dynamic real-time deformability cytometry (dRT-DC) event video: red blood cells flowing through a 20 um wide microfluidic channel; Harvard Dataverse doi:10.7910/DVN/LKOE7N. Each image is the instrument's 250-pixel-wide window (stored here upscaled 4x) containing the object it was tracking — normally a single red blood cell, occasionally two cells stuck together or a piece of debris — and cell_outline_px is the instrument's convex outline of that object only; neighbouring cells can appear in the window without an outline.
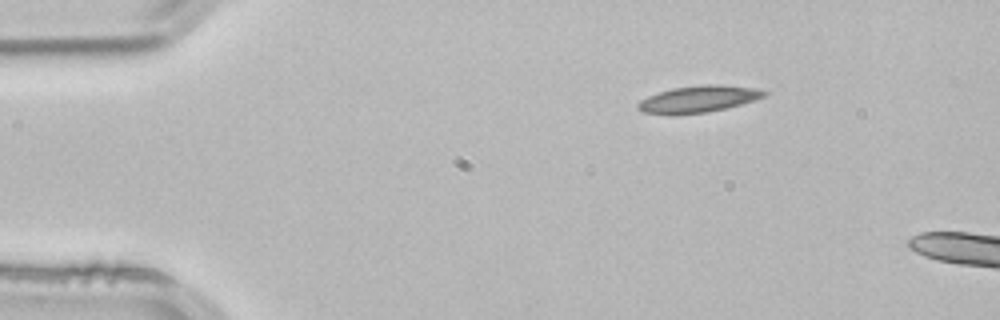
{"species": "common noctule bat (a hibernating species)", "species_latin": "Nyctalus noctula", "temperature_condition": "room temperature", "stored_images_in_passage": 6, "camera_frame_rate_fps": 3000, "um_per_image_px": 0.085, "animal": {"sex": "male", "body_mass_g": 21.5, "forearm_length_mm": 52.0}, "frame": {"image": 1, "passage_image": 1, "time_ms": 0.0, "image_size_px": [1000, 320], "cell_outline_px": [[768, 92], [764, 96], [728, 108], [708, 112], [640, 112], [636, 108], [636, 104], [640, 100], [648, 96], [672, 88], [704, 84], [716, 84], [756, 88]], "centroid_in_image_um": [59.38, 8.38], "position_along_channel_um": 25.6, "area_um2": 18.96}}